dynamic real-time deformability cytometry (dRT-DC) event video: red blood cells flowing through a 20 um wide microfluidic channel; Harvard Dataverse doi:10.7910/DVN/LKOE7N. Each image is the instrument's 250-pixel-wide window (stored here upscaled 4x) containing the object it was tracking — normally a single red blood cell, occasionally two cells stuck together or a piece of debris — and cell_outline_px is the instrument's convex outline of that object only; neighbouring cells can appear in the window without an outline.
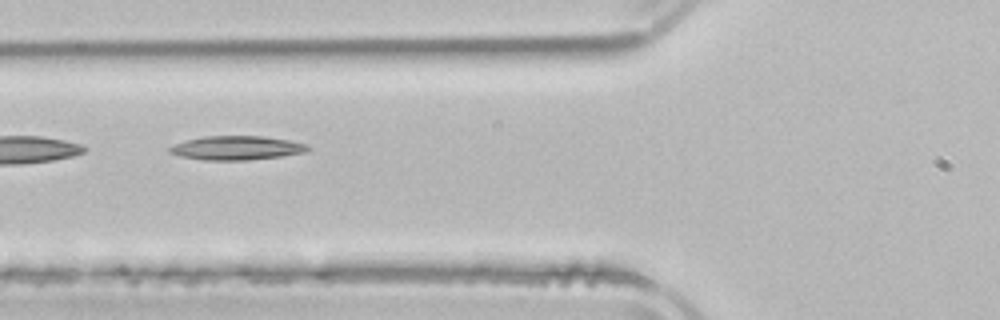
{"species": "common noctule bat (a hibernating species)", "species_latin": "Nyctalus noctula", "temperature_condition": "room temperature", "stored_images_in_passage": 5, "camera_frame_rate_fps": 3000, "um_per_image_px": 0.085, "animal": {"sex": "male", "body_mass_g": 21.5, "forearm_length_mm": 52.0}, "frame": {"image": 1, "passage_image": 4, "time_ms": 4.0, "image_size_px": [1000, 320], "cell_outline_px": [[312, 148], [304, 152], [280, 156], [248, 160], [204, 160], [180, 156], [168, 152], [168, 148], [176, 144], [188, 140], [204, 136], [264, 136], [288, 140], [308, 144]], "centroid_in_image_um": [20.13, 12.57], "position_along_channel_um": 105.7, "area_um2": 19.19}}
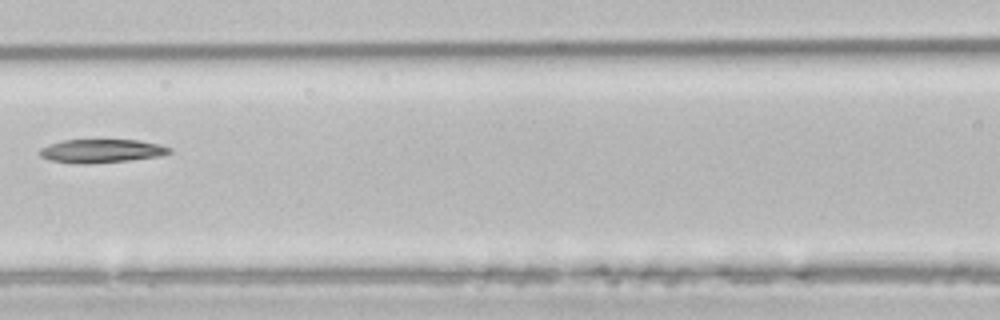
{"frame": {"image": 2, "passage_image": 5, "time_ms": 5.333, "image_size_px": [1000, 320], "cell_outline_px": [[172, 152], [160, 156], [128, 160], [84, 164], [80, 164], [52, 160], [40, 156], [40, 148], [48, 144], [64, 140], [136, 140], [160, 144], [172, 148]], "centroid_in_image_um": [8.64, 12.82], "position_along_channel_um": 158.0, "area_um2": 17.63}}